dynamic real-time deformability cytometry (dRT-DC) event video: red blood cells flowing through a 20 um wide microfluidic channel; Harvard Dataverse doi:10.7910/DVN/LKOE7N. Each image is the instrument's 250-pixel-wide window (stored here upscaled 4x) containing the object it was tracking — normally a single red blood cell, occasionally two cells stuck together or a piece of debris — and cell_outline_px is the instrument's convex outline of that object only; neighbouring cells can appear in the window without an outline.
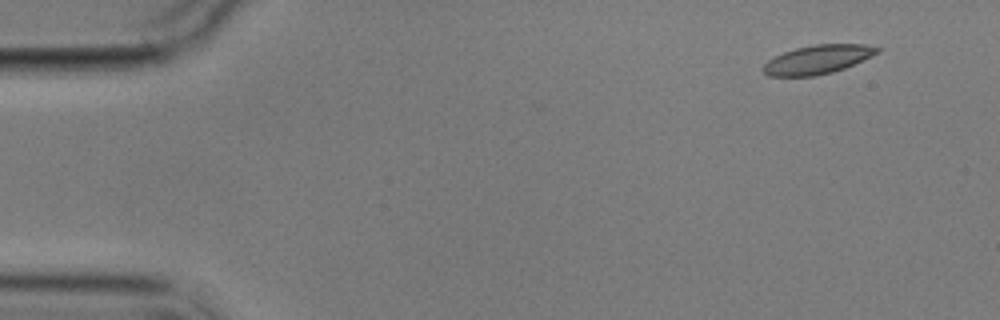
{"species": "common noctule bat (a hibernating species)", "species_latin": "Nyctalus noctula", "temperature_condition": "cold", "stored_images_in_passage": 10, "camera_frame_rate_fps": 3000, "um_per_image_px": 0.085, "animal": {"sex": "male", "body_mass_g": 17.9}, "frame": {"image": 1, "passage_image": 1, "time_ms": 0.0, "image_size_px": [1000, 320], "cell_outline_px": [[880, 52], [844, 68], [832, 72], [816, 76], [768, 76], [764, 72], [764, 64], [768, 60], [784, 52], [796, 48], [812, 44], [864, 44], [880, 48]], "centroid_in_image_um": [69.5, 5.05], "position_along_channel_um": 15.5, "area_um2": 18.96}}
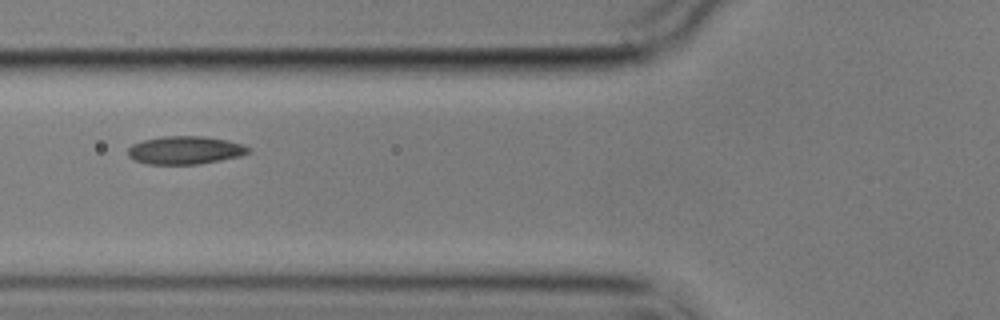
{"frame": {"image": 2, "passage_image": 6, "time_ms": 5.667, "image_size_px": [1000, 320], "cell_outline_px": [[252, 148], [248, 152], [240, 156], [200, 164], [144, 164], [128, 156], [128, 148], [132, 144], [144, 140], [164, 136], [200, 136], [228, 140]], "centroid_in_image_um": [15.72, 12.77], "position_along_channel_um": 110.1, "area_um2": 19.59}}
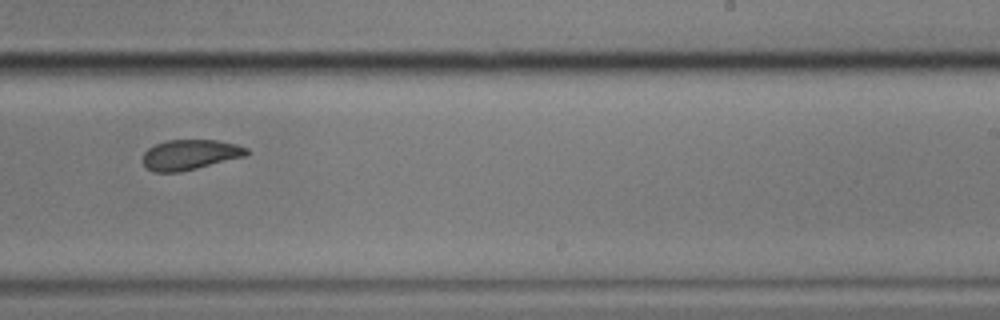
{"frame": {"image": 3, "passage_image": 10, "time_ms": 10.333, "image_size_px": [1000, 320], "cell_outline_px": [[248, 156], [180, 172], [156, 172], [148, 168], [144, 164], [144, 152], [148, 148], [156, 144], [168, 140], [216, 140], [236, 144], [248, 148]], "centroid_in_image_um": [16.2, 13.14], "position_along_channel_um": 272.8, "area_um2": 18.21}}